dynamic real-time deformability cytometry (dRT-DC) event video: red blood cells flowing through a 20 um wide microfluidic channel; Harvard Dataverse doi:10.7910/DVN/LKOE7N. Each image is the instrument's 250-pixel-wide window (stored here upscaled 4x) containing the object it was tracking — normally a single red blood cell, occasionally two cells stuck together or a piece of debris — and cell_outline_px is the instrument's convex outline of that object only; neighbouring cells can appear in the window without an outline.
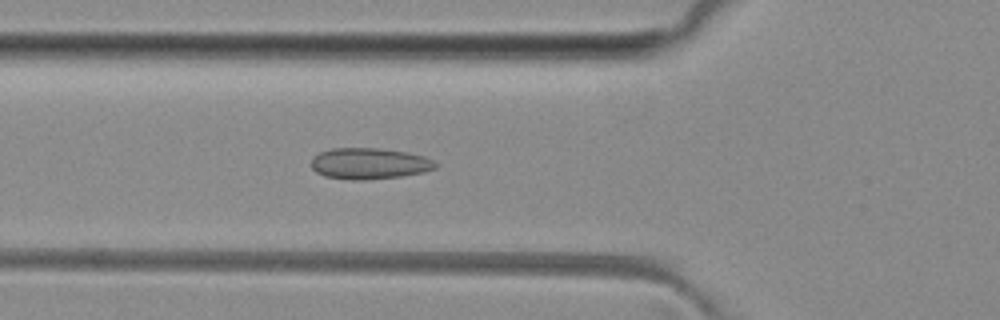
{"species": "common noctule bat (a hibernating species)", "species_latin": "Nyctalus noctula", "temperature_condition": "room temperature", "stored_images_in_passage": 35, "camera_frame_rate_fps": 3000, "um_per_image_px": 0.085, "animal": {"sex": "female", "body_mass_g": 29.2, "forearm_length_mm": 56.3}, "frame": {"image": 1, "passage_image": 3, "time_ms": 0.667, "image_size_px": [1000, 320], "cell_outline_px": [[440, 164], [436, 168], [424, 172], [400, 176], [364, 180], [348, 180], [324, 176], [316, 172], [312, 168], [312, 156], [320, 152], [332, 148], [380, 148], [408, 152], [424, 156]], "centroid_in_image_um": [31.4, 13.9], "position_along_channel_um": 94.4, "area_um2": 22.77}}
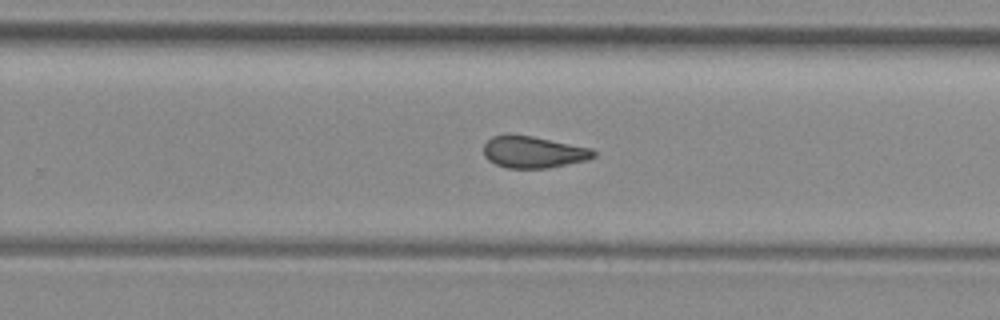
{"frame": {"image": 2, "passage_image": 17, "time_ms": 5.333, "image_size_px": [1000, 320], "cell_outline_px": [[596, 156], [588, 160], [548, 168], [508, 168], [496, 164], [488, 160], [484, 156], [484, 144], [492, 136], [532, 136], [592, 148], [596, 152]], "centroid_in_image_um": [45.38, 12.95], "position_along_channel_um": 284.4, "area_um2": 20.11}}
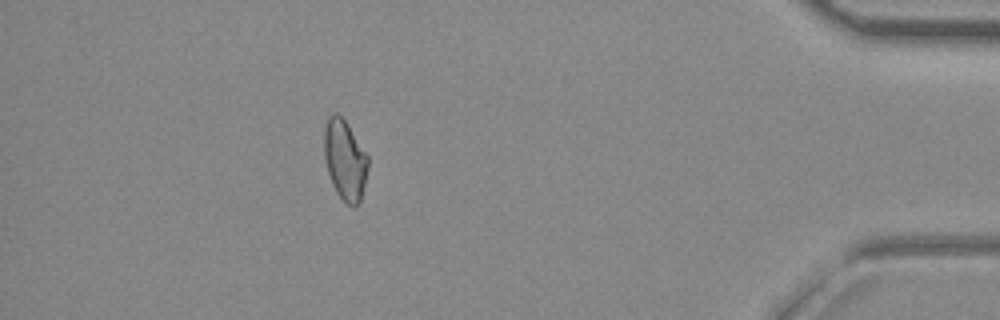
{"frame": {"image": 3, "passage_image": 30, "time_ms": 9.667, "image_size_px": [1000, 320], "cell_outline_px": [[368, 168], [360, 204], [356, 208], [352, 208], [336, 192], [332, 184], [328, 172], [324, 156], [324, 128], [328, 116], [332, 112], [336, 112], [344, 120], [368, 156]], "centroid_in_image_um": [29.31, 13.62], "position_along_channel_um": 405.9, "area_um2": 20.46}, "authors_computed_cell_mechanics": {"area_um2": 20.6924, "velocity_mm_per_s": 4.076, "shape_relaxation_time_tau1_ms": null, "shape_relaxation_time_tau2_ms": 2.0302, "deformation_change_tau1": null, "deformation_change_tau2": 0.0627}}